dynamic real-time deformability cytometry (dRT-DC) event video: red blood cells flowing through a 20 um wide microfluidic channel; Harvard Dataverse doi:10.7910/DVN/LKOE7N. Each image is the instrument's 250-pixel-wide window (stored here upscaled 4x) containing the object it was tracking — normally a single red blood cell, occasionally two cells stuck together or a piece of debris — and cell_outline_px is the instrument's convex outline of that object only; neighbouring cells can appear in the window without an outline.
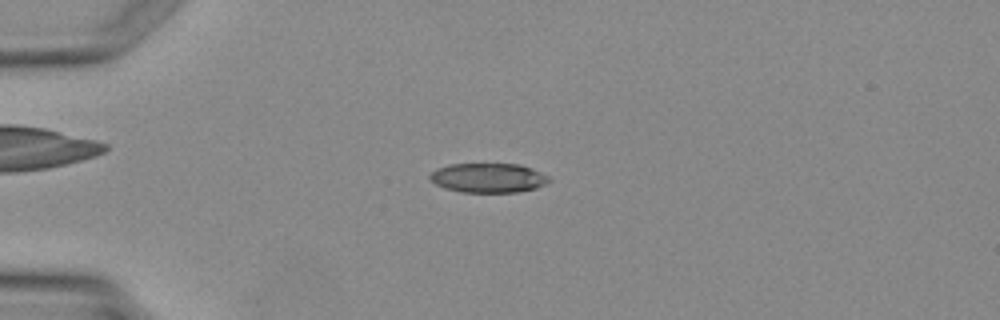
{"species": "Egyptian fruit bat (a non-hibernating species)", "species_latin": "Rousettus aegyptiacus", "temperature_condition": "warm", "stored_images_in_passage": 2, "camera_frame_rate_fps": 3000, "um_per_image_px": 0.085, "animal": {"sex": "female"}, "frame": {"image": 1, "passage_image": 2, "time_ms": 1.333, "image_size_px": [1000, 320], "cell_outline_px": [[552, 180], [536, 188], [516, 192], [464, 192], [444, 188], [428, 180], [428, 176], [436, 168], [448, 164], [520, 164], [532, 168], [548, 176]], "centroid_in_image_um": [41.47, 15.11], "position_along_channel_um": 43.5, "area_um2": 20.52}}